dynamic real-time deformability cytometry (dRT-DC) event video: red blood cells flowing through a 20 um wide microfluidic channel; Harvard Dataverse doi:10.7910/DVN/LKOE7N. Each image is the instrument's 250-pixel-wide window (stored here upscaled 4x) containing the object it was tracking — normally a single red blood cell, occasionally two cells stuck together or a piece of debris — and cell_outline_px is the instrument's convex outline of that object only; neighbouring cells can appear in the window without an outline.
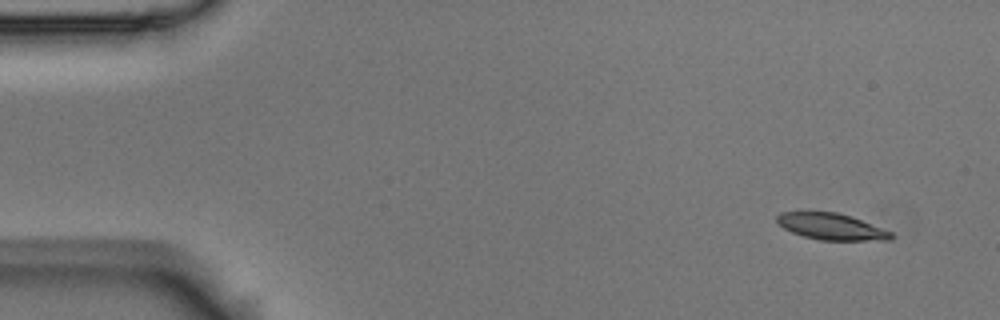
{"species": "Egyptian fruit bat (a non-hibernating species)", "species_latin": "Rousettus aegyptiacus", "temperature_condition": "room temperature", "stored_images_in_passage": 4, "camera_frame_rate_fps": 3000, "um_per_image_px": 0.085, "animal": {"sex": "male"}, "frame": {"image": 1, "passage_image": 1, "time_ms": 0.0, "image_size_px": [1000, 320], "cell_outline_px": [[892, 240], [820, 240], [804, 236], [792, 232], [784, 228], [776, 220], [776, 216], [780, 212], [836, 212], [860, 220], [892, 232]], "centroid_in_image_um": [70.64, 19.26], "position_along_channel_um": 14.4, "area_um2": 17.22}}
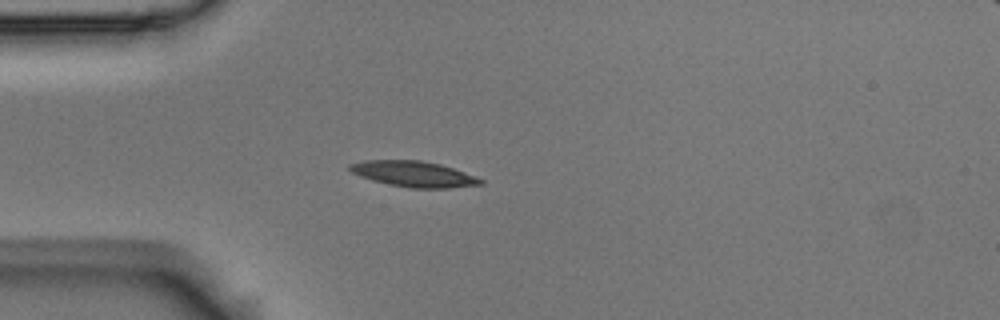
{"frame": {"image": 2, "passage_image": 4, "time_ms": 1.0, "image_size_px": [1000, 320], "cell_outline_px": [[484, 184], [448, 188], [408, 188], [388, 184], [372, 180], [360, 176], [352, 172], [348, 168], [348, 164], [364, 160], [420, 160], [440, 164], [464, 172], [484, 180]], "centroid_in_image_um": [35.14, 14.79], "position_along_channel_um": 49.9, "area_um2": 19.59}}